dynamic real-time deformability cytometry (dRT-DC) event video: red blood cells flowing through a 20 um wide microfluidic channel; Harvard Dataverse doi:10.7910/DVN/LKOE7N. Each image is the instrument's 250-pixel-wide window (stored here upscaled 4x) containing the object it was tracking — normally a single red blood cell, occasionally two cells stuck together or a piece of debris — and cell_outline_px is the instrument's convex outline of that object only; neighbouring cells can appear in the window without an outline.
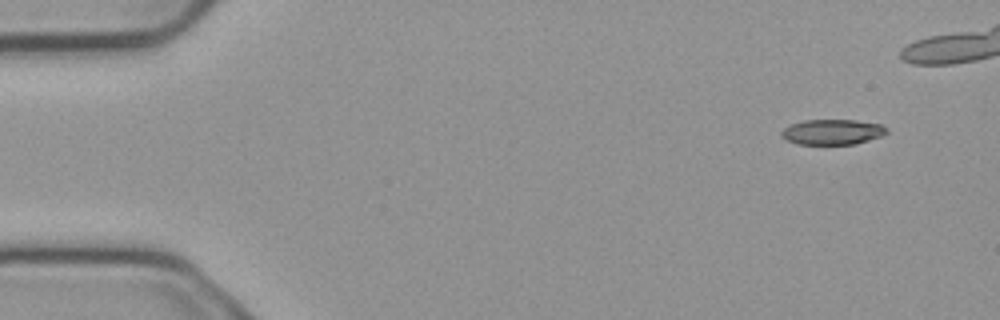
{"species": "common noctule bat (a hibernating species)", "species_latin": "Nyctalus noctula", "temperature_condition": "cold", "stored_images_in_passage": 6, "camera_frame_rate_fps": 3000, "um_per_image_px": 0.085, "animal": {"sex": "male", "body_mass_g": 23.1, "forearm_length_mm": 52.7}, "frame": {"image": 1, "passage_image": 1, "time_ms": 0.0, "image_size_px": [1000, 320], "cell_outline_px": [[888, 132], [880, 136], [856, 144], [796, 144], [780, 136], [780, 132], [784, 128], [792, 124], [804, 120], [856, 120], [880, 124], [888, 128]], "centroid_in_image_um": [70.75, 11.21], "position_along_channel_um": 14.3, "area_um2": 15.49}}
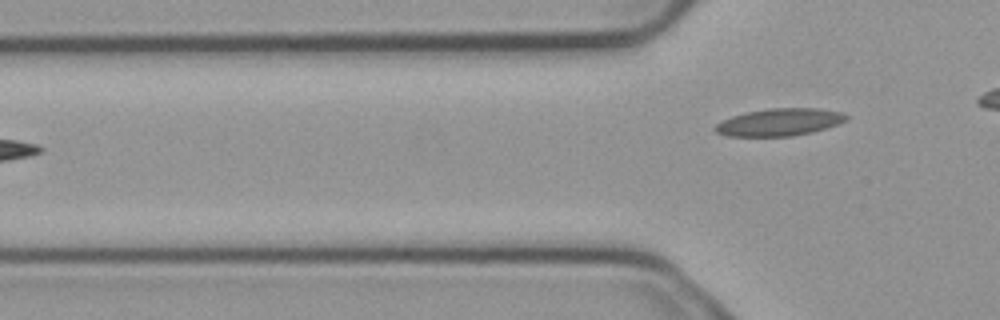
{"frame": {"image": 2, "passage_image": 6, "time_ms": 1.667, "image_size_px": [1000, 320], "cell_outline_px": [[848, 120], [812, 132], [792, 136], [724, 136], [716, 132], [712, 128], [716, 124], [732, 116], [748, 112], [768, 108], [820, 108], [844, 112], [848, 116]], "centroid_in_image_um": [66.26, 10.38], "position_along_channel_um": 59.5, "area_um2": 20.92}}